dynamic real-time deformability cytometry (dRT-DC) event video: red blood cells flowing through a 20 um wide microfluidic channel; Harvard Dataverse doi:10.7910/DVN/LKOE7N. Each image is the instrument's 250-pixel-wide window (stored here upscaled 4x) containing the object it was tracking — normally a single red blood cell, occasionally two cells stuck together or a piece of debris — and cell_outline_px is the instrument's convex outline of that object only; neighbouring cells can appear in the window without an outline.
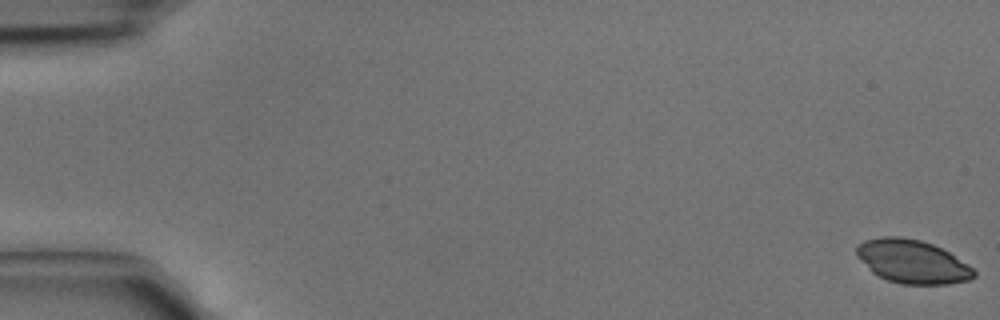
{"species": "common noctule bat (a hibernating species)", "species_latin": "Nyctalus noctula", "temperature_condition": "cold", "stored_images_in_passage": 43, "camera_frame_rate_fps": 3000, "um_per_image_px": 0.085, "animal": {"sex": "male", "body_mass_g": 15.6}, "frame": {"image": 1, "passage_image": 1, "time_ms": 0.0, "image_size_px": [1000, 320], "cell_outline_px": [[976, 276], [968, 280], [948, 284], [900, 284], [888, 280], [872, 272], [856, 256], [856, 248], [864, 240], [880, 236], [900, 236], [920, 240], [932, 244], [948, 252], [972, 268], [976, 272]], "centroid_in_image_um": [77.52, 22.23], "position_along_channel_um": 7.5, "area_um2": 29.54}}
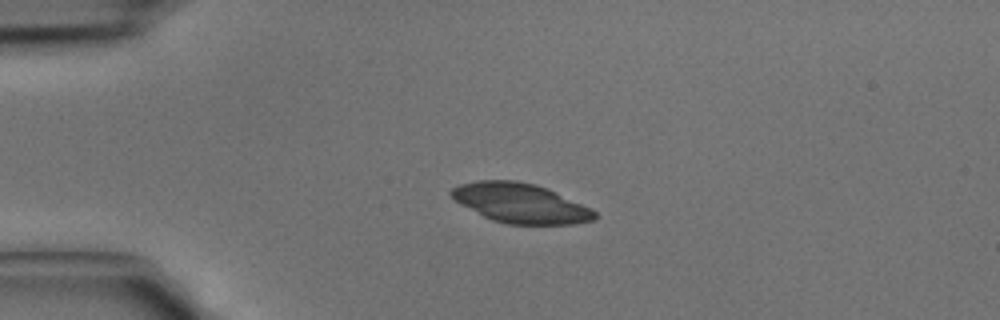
{"frame": {"image": 2, "passage_image": 11, "time_ms": 3.333, "image_size_px": [1000, 320], "cell_outline_px": [[596, 220], [572, 224], [508, 224], [492, 220], [460, 204], [448, 192], [452, 188], [460, 184], [480, 180], [516, 180], [536, 184], [548, 188], [592, 208], [596, 212]], "centroid_in_image_um": [44.27, 17.26], "position_along_channel_um": 40.7, "area_um2": 33.12}}
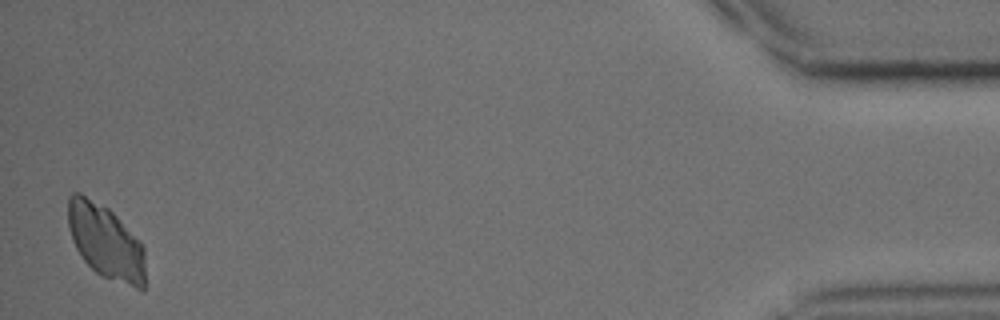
{"frame": {"image": 3, "passage_image": 43, "time_ms": 14.0, "image_size_px": [1000, 320], "cell_outline_px": [[144, 288], [136, 288], [100, 276], [84, 260], [76, 248], [72, 240], [68, 228], [68, 196], [72, 192], [80, 192], [108, 208], [116, 216], [144, 248]], "centroid_in_image_um": [8.94, 20.53], "position_along_channel_um": 426.3, "area_um2": 33.12}}